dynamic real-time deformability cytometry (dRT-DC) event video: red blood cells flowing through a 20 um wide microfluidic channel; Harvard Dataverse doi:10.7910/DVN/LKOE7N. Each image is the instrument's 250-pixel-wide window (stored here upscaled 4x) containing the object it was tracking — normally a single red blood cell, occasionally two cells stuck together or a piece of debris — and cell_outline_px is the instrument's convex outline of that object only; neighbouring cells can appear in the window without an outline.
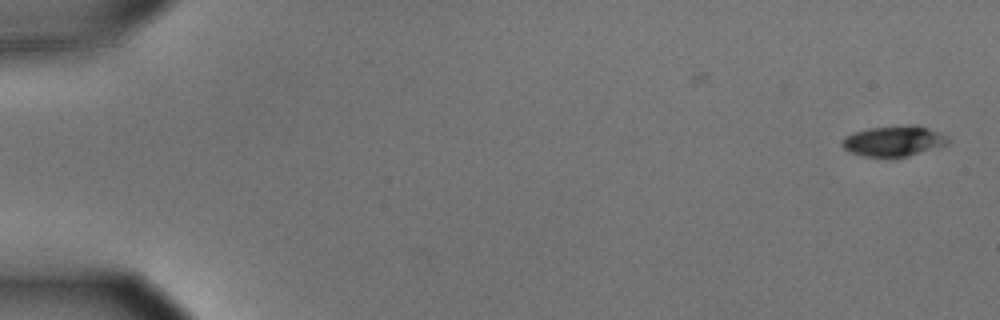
{"species": "common noctule bat (a hibernating species)", "species_latin": "Nyctalus noctula", "temperature_condition": "cold", "stored_images_in_passage": 13, "camera_frame_rate_fps": 3000, "um_per_image_px": 0.085, "animal": {"sex": "male", "body_mass_g": 15.6}, "frame": {"image": 1, "passage_image": 1, "time_ms": 0.0, "image_size_px": [1000, 320], "cell_outline_px": [[952, 140], [948, 144], [908, 156], [864, 156], [848, 152], [840, 144], [840, 140], [844, 136], [852, 132], [868, 128], [912, 124], [916, 124], [928, 128], [948, 136]], "centroid_in_image_um": [75.95, 11.97], "position_along_channel_um": 9.1, "area_um2": 19.02}}